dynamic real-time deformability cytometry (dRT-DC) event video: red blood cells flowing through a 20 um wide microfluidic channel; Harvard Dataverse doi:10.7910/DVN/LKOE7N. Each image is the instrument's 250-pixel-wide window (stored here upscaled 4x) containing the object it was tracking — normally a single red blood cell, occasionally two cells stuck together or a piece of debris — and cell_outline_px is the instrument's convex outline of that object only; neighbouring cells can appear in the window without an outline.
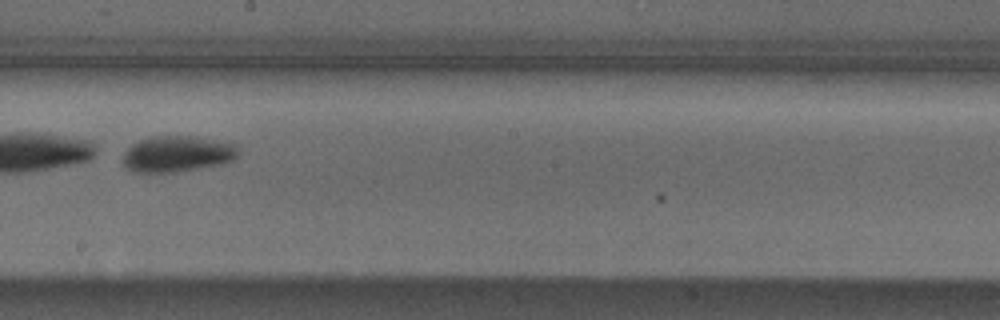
{"species": "Egyptian fruit bat (a non-hibernating species)", "species_latin": "Rousettus aegyptiacus", "temperature_condition": "cold", "stored_images_in_passage": 37, "camera_frame_rate_fps": 3000, "um_per_image_px": 0.085, "animal": {"sex": "male"}, "frame": {"image": 1, "passage_image": 16, "time_ms": 5.0, "image_size_px": [1000, 320], "cell_outline_px": [[240, 152], [232, 160], [220, 164], [176, 172], [136, 172], [124, 168], [120, 164], [120, 160], [124, 152], [132, 144], [140, 140], [156, 136], [196, 136], [236, 144]], "centroid_in_image_um": [15.02, 13.08], "position_along_channel_um": 233.2, "area_um2": 24.45}, "authors_computed_cell_mechanics": {"area_um2": 23.3512, "velocity_mm_per_s": 3.7161, "shape_relaxation_time_tau1_ms": 1.548, "shape_relaxation_time_tau2_ms": 6.9597, "deformation_change_tau1": 0.2906, "deformation_change_tau2": 0.1269}}